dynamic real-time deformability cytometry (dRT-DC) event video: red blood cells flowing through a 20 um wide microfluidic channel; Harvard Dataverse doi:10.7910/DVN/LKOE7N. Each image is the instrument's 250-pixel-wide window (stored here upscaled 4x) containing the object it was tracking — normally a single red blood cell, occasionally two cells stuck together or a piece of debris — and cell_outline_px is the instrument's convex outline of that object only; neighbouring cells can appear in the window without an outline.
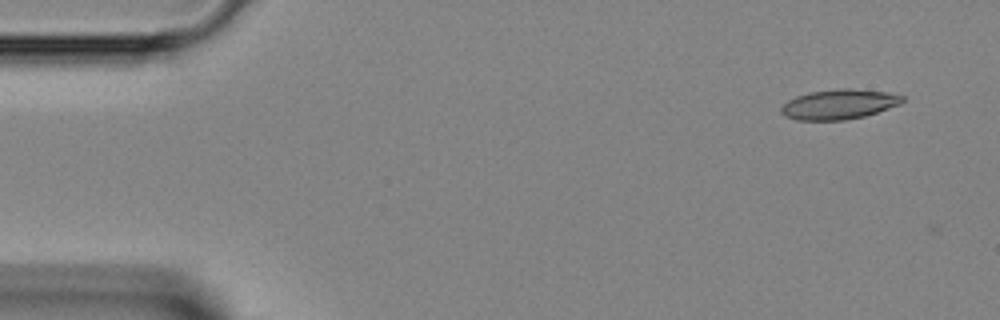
{"species": "Egyptian fruit bat (a non-hibernating species)", "species_latin": "Rousettus aegyptiacus", "temperature_condition": "room temperature", "stored_images_in_passage": 43, "camera_frame_rate_fps": 3000, "um_per_image_px": 0.085, "animal": {"sex": "female"}, "frame": {"image": 1, "passage_image": 1, "time_ms": 0.0, "image_size_px": [1000, 320], "cell_outline_px": [[904, 100], [900, 104], [864, 116], [844, 120], [796, 120], [784, 116], [780, 112], [780, 108], [788, 100], [796, 96], [808, 92], [840, 88], [848, 88], [884, 92], [904, 96]], "centroid_in_image_um": [71.26, 8.86], "position_along_channel_um": 13.7, "area_um2": 21.04}}
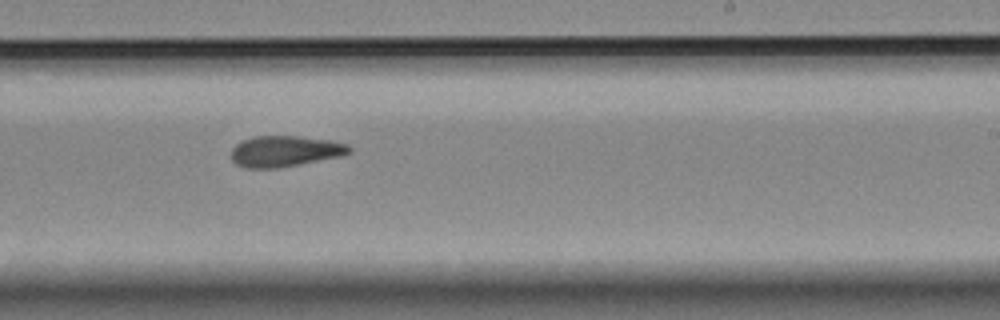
{"frame": {"image": 2, "passage_image": 25, "time_ms": 8.0, "image_size_px": [1000, 320], "cell_outline_px": [[352, 152], [340, 156], [276, 168], [248, 168], [236, 164], [232, 160], [232, 148], [240, 140], [252, 136], [300, 136], [332, 140], [348, 144], [352, 148]], "centroid_in_image_um": [24.22, 12.83], "position_along_channel_um": 264.8, "area_um2": 21.33}}
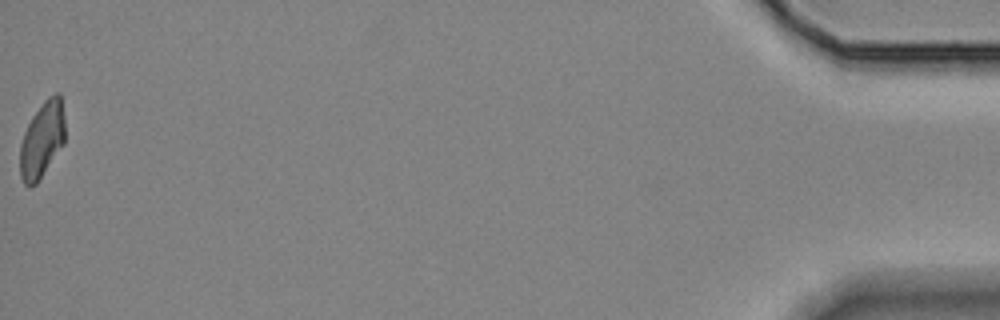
{"frame": {"image": 3, "passage_image": 43, "time_ms": 14.0, "image_size_px": [1000, 320], "cell_outline_px": [[64, 144], [36, 184], [24, 184], [20, 176], [20, 144], [24, 132], [32, 116], [44, 100], [48, 96], [56, 92], [60, 92], [64, 116]], "centroid_in_image_um": [3.58, 11.84], "position_along_channel_um": 431.6, "area_um2": 19.88}}